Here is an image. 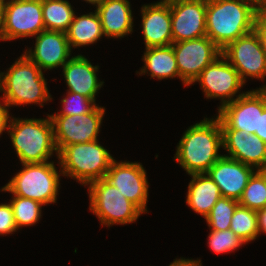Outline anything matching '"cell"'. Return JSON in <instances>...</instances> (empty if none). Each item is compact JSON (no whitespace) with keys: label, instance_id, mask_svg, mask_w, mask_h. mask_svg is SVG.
<instances>
[{"label":"cell","instance_id":"obj_28","mask_svg":"<svg viewBox=\"0 0 266 266\" xmlns=\"http://www.w3.org/2000/svg\"><path fill=\"white\" fill-rule=\"evenodd\" d=\"M10 204L13 209L16 226L19 229L24 226H31L38 223L41 215L42 204L38 201L20 196L12 197Z\"/></svg>","mask_w":266,"mask_h":266},{"label":"cell","instance_id":"obj_7","mask_svg":"<svg viewBox=\"0 0 266 266\" xmlns=\"http://www.w3.org/2000/svg\"><path fill=\"white\" fill-rule=\"evenodd\" d=\"M90 211L101 225L134 223L143 214L105 178L89 184Z\"/></svg>","mask_w":266,"mask_h":266},{"label":"cell","instance_id":"obj_39","mask_svg":"<svg viewBox=\"0 0 266 266\" xmlns=\"http://www.w3.org/2000/svg\"><path fill=\"white\" fill-rule=\"evenodd\" d=\"M4 3H5V0H0V31H1V28H2V22H3Z\"/></svg>","mask_w":266,"mask_h":266},{"label":"cell","instance_id":"obj_32","mask_svg":"<svg viewBox=\"0 0 266 266\" xmlns=\"http://www.w3.org/2000/svg\"><path fill=\"white\" fill-rule=\"evenodd\" d=\"M18 230L13 214L12 206L9 203L0 204V235L12 234Z\"/></svg>","mask_w":266,"mask_h":266},{"label":"cell","instance_id":"obj_33","mask_svg":"<svg viewBox=\"0 0 266 266\" xmlns=\"http://www.w3.org/2000/svg\"><path fill=\"white\" fill-rule=\"evenodd\" d=\"M254 30L258 34L262 48L266 52V10H258L255 17Z\"/></svg>","mask_w":266,"mask_h":266},{"label":"cell","instance_id":"obj_26","mask_svg":"<svg viewBox=\"0 0 266 266\" xmlns=\"http://www.w3.org/2000/svg\"><path fill=\"white\" fill-rule=\"evenodd\" d=\"M230 229L245 244L259 236L257 211L238 205L231 218Z\"/></svg>","mask_w":266,"mask_h":266},{"label":"cell","instance_id":"obj_35","mask_svg":"<svg viewBox=\"0 0 266 266\" xmlns=\"http://www.w3.org/2000/svg\"><path fill=\"white\" fill-rule=\"evenodd\" d=\"M255 135L266 143V108L262 113H259L258 130H256Z\"/></svg>","mask_w":266,"mask_h":266},{"label":"cell","instance_id":"obj_31","mask_svg":"<svg viewBox=\"0 0 266 266\" xmlns=\"http://www.w3.org/2000/svg\"><path fill=\"white\" fill-rule=\"evenodd\" d=\"M61 103L63 104L62 111L52 115H81L91 112L97 106L93 99L69 91L67 96L61 100Z\"/></svg>","mask_w":266,"mask_h":266},{"label":"cell","instance_id":"obj_40","mask_svg":"<svg viewBox=\"0 0 266 266\" xmlns=\"http://www.w3.org/2000/svg\"><path fill=\"white\" fill-rule=\"evenodd\" d=\"M90 4L95 5L96 7H98L104 0H84Z\"/></svg>","mask_w":266,"mask_h":266},{"label":"cell","instance_id":"obj_3","mask_svg":"<svg viewBox=\"0 0 266 266\" xmlns=\"http://www.w3.org/2000/svg\"><path fill=\"white\" fill-rule=\"evenodd\" d=\"M43 75L42 70L22 54L6 73H0L2 101L9 108L31 103L43 107L42 103L52 99Z\"/></svg>","mask_w":266,"mask_h":266},{"label":"cell","instance_id":"obj_36","mask_svg":"<svg viewBox=\"0 0 266 266\" xmlns=\"http://www.w3.org/2000/svg\"><path fill=\"white\" fill-rule=\"evenodd\" d=\"M169 266H202L201 260H192V259H175Z\"/></svg>","mask_w":266,"mask_h":266},{"label":"cell","instance_id":"obj_25","mask_svg":"<svg viewBox=\"0 0 266 266\" xmlns=\"http://www.w3.org/2000/svg\"><path fill=\"white\" fill-rule=\"evenodd\" d=\"M75 12L67 0H42V16L45 30L66 32Z\"/></svg>","mask_w":266,"mask_h":266},{"label":"cell","instance_id":"obj_6","mask_svg":"<svg viewBox=\"0 0 266 266\" xmlns=\"http://www.w3.org/2000/svg\"><path fill=\"white\" fill-rule=\"evenodd\" d=\"M22 166V170L0 190L38 201L42 205L56 203L60 175L54 162L22 164Z\"/></svg>","mask_w":266,"mask_h":266},{"label":"cell","instance_id":"obj_8","mask_svg":"<svg viewBox=\"0 0 266 266\" xmlns=\"http://www.w3.org/2000/svg\"><path fill=\"white\" fill-rule=\"evenodd\" d=\"M44 30L42 0H5L0 40L30 38Z\"/></svg>","mask_w":266,"mask_h":266},{"label":"cell","instance_id":"obj_37","mask_svg":"<svg viewBox=\"0 0 266 266\" xmlns=\"http://www.w3.org/2000/svg\"><path fill=\"white\" fill-rule=\"evenodd\" d=\"M258 231L266 233V207L257 211Z\"/></svg>","mask_w":266,"mask_h":266},{"label":"cell","instance_id":"obj_16","mask_svg":"<svg viewBox=\"0 0 266 266\" xmlns=\"http://www.w3.org/2000/svg\"><path fill=\"white\" fill-rule=\"evenodd\" d=\"M222 143L228 153L224 156L240 161L255 170L266 168V143L255 134L222 129Z\"/></svg>","mask_w":266,"mask_h":266},{"label":"cell","instance_id":"obj_17","mask_svg":"<svg viewBox=\"0 0 266 266\" xmlns=\"http://www.w3.org/2000/svg\"><path fill=\"white\" fill-rule=\"evenodd\" d=\"M36 37L34 50L24 54L41 70L62 66L70 59L71 48L65 32L44 30Z\"/></svg>","mask_w":266,"mask_h":266},{"label":"cell","instance_id":"obj_23","mask_svg":"<svg viewBox=\"0 0 266 266\" xmlns=\"http://www.w3.org/2000/svg\"><path fill=\"white\" fill-rule=\"evenodd\" d=\"M143 62L145 66L140 69L139 74L150 72L151 78L168 79L179 78L173 46L145 48Z\"/></svg>","mask_w":266,"mask_h":266},{"label":"cell","instance_id":"obj_21","mask_svg":"<svg viewBox=\"0 0 266 266\" xmlns=\"http://www.w3.org/2000/svg\"><path fill=\"white\" fill-rule=\"evenodd\" d=\"M129 0H104L96 12L100 18L104 36L124 38L133 32V16Z\"/></svg>","mask_w":266,"mask_h":266},{"label":"cell","instance_id":"obj_1","mask_svg":"<svg viewBox=\"0 0 266 266\" xmlns=\"http://www.w3.org/2000/svg\"><path fill=\"white\" fill-rule=\"evenodd\" d=\"M222 129L219 119L205 118L191 125L183 134L176 149L174 159L186 173H206L222 156Z\"/></svg>","mask_w":266,"mask_h":266},{"label":"cell","instance_id":"obj_20","mask_svg":"<svg viewBox=\"0 0 266 266\" xmlns=\"http://www.w3.org/2000/svg\"><path fill=\"white\" fill-rule=\"evenodd\" d=\"M62 68L69 92L96 101L95 96L104 84L103 81L99 82L97 77L98 65L93 66L85 56L77 55L72 56Z\"/></svg>","mask_w":266,"mask_h":266},{"label":"cell","instance_id":"obj_5","mask_svg":"<svg viewBox=\"0 0 266 266\" xmlns=\"http://www.w3.org/2000/svg\"><path fill=\"white\" fill-rule=\"evenodd\" d=\"M63 176H69L89 185L105 178L114 157L100 145L98 140L64 146L58 157Z\"/></svg>","mask_w":266,"mask_h":266},{"label":"cell","instance_id":"obj_29","mask_svg":"<svg viewBox=\"0 0 266 266\" xmlns=\"http://www.w3.org/2000/svg\"><path fill=\"white\" fill-rule=\"evenodd\" d=\"M238 205V200L221 196L205 218L210 230L230 229L231 218Z\"/></svg>","mask_w":266,"mask_h":266},{"label":"cell","instance_id":"obj_27","mask_svg":"<svg viewBox=\"0 0 266 266\" xmlns=\"http://www.w3.org/2000/svg\"><path fill=\"white\" fill-rule=\"evenodd\" d=\"M238 202L255 211L266 207V177L260 170H256L250 177Z\"/></svg>","mask_w":266,"mask_h":266},{"label":"cell","instance_id":"obj_9","mask_svg":"<svg viewBox=\"0 0 266 266\" xmlns=\"http://www.w3.org/2000/svg\"><path fill=\"white\" fill-rule=\"evenodd\" d=\"M218 108L217 118L221 129L255 134L258 130L259 113L266 108V85L257 90L246 91L234 101Z\"/></svg>","mask_w":266,"mask_h":266},{"label":"cell","instance_id":"obj_30","mask_svg":"<svg viewBox=\"0 0 266 266\" xmlns=\"http://www.w3.org/2000/svg\"><path fill=\"white\" fill-rule=\"evenodd\" d=\"M208 238V247L217 254L235 251L245 243L231 229L211 230Z\"/></svg>","mask_w":266,"mask_h":266},{"label":"cell","instance_id":"obj_15","mask_svg":"<svg viewBox=\"0 0 266 266\" xmlns=\"http://www.w3.org/2000/svg\"><path fill=\"white\" fill-rule=\"evenodd\" d=\"M171 9L173 43L206 36L207 0H166Z\"/></svg>","mask_w":266,"mask_h":266},{"label":"cell","instance_id":"obj_11","mask_svg":"<svg viewBox=\"0 0 266 266\" xmlns=\"http://www.w3.org/2000/svg\"><path fill=\"white\" fill-rule=\"evenodd\" d=\"M221 55L237 70L244 83L248 76L264 80L266 52L255 30L227 44Z\"/></svg>","mask_w":266,"mask_h":266},{"label":"cell","instance_id":"obj_4","mask_svg":"<svg viewBox=\"0 0 266 266\" xmlns=\"http://www.w3.org/2000/svg\"><path fill=\"white\" fill-rule=\"evenodd\" d=\"M47 117L46 119L10 118L7 131L22 164L47 162L53 151L58 157L53 123L50 116Z\"/></svg>","mask_w":266,"mask_h":266},{"label":"cell","instance_id":"obj_14","mask_svg":"<svg viewBox=\"0 0 266 266\" xmlns=\"http://www.w3.org/2000/svg\"><path fill=\"white\" fill-rule=\"evenodd\" d=\"M105 179L133 203L142 213L147 212L149 184L146 171L138 162L112 161Z\"/></svg>","mask_w":266,"mask_h":266},{"label":"cell","instance_id":"obj_18","mask_svg":"<svg viewBox=\"0 0 266 266\" xmlns=\"http://www.w3.org/2000/svg\"><path fill=\"white\" fill-rule=\"evenodd\" d=\"M254 172L253 167L222 155L206 173L218 185L222 196L239 200Z\"/></svg>","mask_w":266,"mask_h":266},{"label":"cell","instance_id":"obj_13","mask_svg":"<svg viewBox=\"0 0 266 266\" xmlns=\"http://www.w3.org/2000/svg\"><path fill=\"white\" fill-rule=\"evenodd\" d=\"M195 82L200 83L204 95L208 99L221 98V106L244 94L236 95L245 83L240 78L237 70L222 55L205 67L193 81V83Z\"/></svg>","mask_w":266,"mask_h":266},{"label":"cell","instance_id":"obj_34","mask_svg":"<svg viewBox=\"0 0 266 266\" xmlns=\"http://www.w3.org/2000/svg\"><path fill=\"white\" fill-rule=\"evenodd\" d=\"M2 102H0V135L2 134L3 131H5V129H8V125H7L9 122L8 120L12 118L9 115V111H8L9 107L4 101Z\"/></svg>","mask_w":266,"mask_h":266},{"label":"cell","instance_id":"obj_38","mask_svg":"<svg viewBox=\"0 0 266 266\" xmlns=\"http://www.w3.org/2000/svg\"><path fill=\"white\" fill-rule=\"evenodd\" d=\"M251 3L257 10H266V0H245Z\"/></svg>","mask_w":266,"mask_h":266},{"label":"cell","instance_id":"obj_19","mask_svg":"<svg viewBox=\"0 0 266 266\" xmlns=\"http://www.w3.org/2000/svg\"><path fill=\"white\" fill-rule=\"evenodd\" d=\"M142 13V34L145 48L170 46L173 43L171 30V9L166 0L144 5Z\"/></svg>","mask_w":266,"mask_h":266},{"label":"cell","instance_id":"obj_24","mask_svg":"<svg viewBox=\"0 0 266 266\" xmlns=\"http://www.w3.org/2000/svg\"><path fill=\"white\" fill-rule=\"evenodd\" d=\"M65 33L71 49L94 44L104 35L96 11L79 17L74 15L73 21Z\"/></svg>","mask_w":266,"mask_h":266},{"label":"cell","instance_id":"obj_12","mask_svg":"<svg viewBox=\"0 0 266 266\" xmlns=\"http://www.w3.org/2000/svg\"><path fill=\"white\" fill-rule=\"evenodd\" d=\"M179 78L185 86L193 84L205 67L222 54V50L208 37L172 43Z\"/></svg>","mask_w":266,"mask_h":266},{"label":"cell","instance_id":"obj_22","mask_svg":"<svg viewBox=\"0 0 266 266\" xmlns=\"http://www.w3.org/2000/svg\"><path fill=\"white\" fill-rule=\"evenodd\" d=\"M192 179L188 185L186 203L190 208L204 218L222 196L218 185L207 173L190 174Z\"/></svg>","mask_w":266,"mask_h":266},{"label":"cell","instance_id":"obj_41","mask_svg":"<svg viewBox=\"0 0 266 266\" xmlns=\"http://www.w3.org/2000/svg\"><path fill=\"white\" fill-rule=\"evenodd\" d=\"M264 175H265V177H266V168L265 169H263V170H260Z\"/></svg>","mask_w":266,"mask_h":266},{"label":"cell","instance_id":"obj_10","mask_svg":"<svg viewBox=\"0 0 266 266\" xmlns=\"http://www.w3.org/2000/svg\"><path fill=\"white\" fill-rule=\"evenodd\" d=\"M104 114L105 108L97 105L91 112L81 115H49L58 152L64 146L98 140Z\"/></svg>","mask_w":266,"mask_h":266},{"label":"cell","instance_id":"obj_2","mask_svg":"<svg viewBox=\"0 0 266 266\" xmlns=\"http://www.w3.org/2000/svg\"><path fill=\"white\" fill-rule=\"evenodd\" d=\"M257 12L245 0H207L206 36L222 50L254 30Z\"/></svg>","mask_w":266,"mask_h":266}]
</instances>
